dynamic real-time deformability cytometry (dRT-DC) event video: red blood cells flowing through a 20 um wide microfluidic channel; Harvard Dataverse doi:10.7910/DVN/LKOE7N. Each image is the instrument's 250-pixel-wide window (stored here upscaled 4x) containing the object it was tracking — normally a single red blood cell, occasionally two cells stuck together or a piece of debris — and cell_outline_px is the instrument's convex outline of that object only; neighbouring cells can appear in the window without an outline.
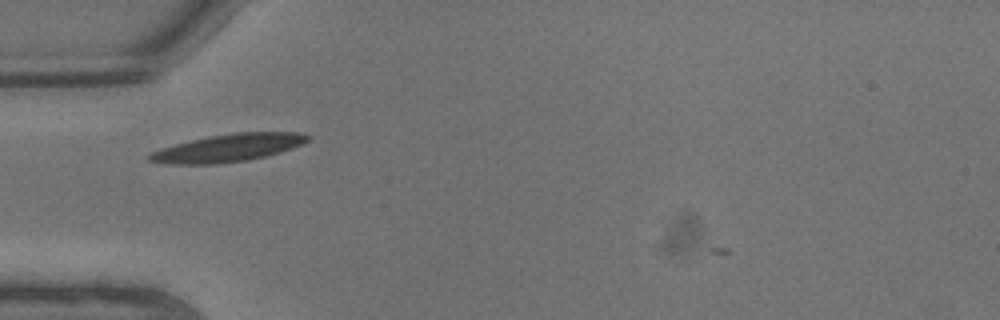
{"species": "common noctule bat (a hibernating species)", "species_latin": "Nyctalus noctula", "temperature_condition": "warm", "stored_images_in_passage": 2, "camera_frame_rate_fps": 3000, "um_per_image_px": 0.085, "animal": {"sex": "male", "body_mass_g": 13.3}, "frame": {"image": 1, "passage_image": 1, "time_ms": 0.0, "image_size_px": [1000, 320], "cell_outline_px": [[312, 136], [308, 140], [292, 148], [280, 152], [248, 160], [220, 164], [168, 164], [148, 160], [148, 152], [160, 148], [192, 140], [212, 136], [236, 132], [304, 132]], "centroid_in_image_um": [19.39, 12.57], "position_along_channel_um": 65.6, "area_um2": 25.43}}
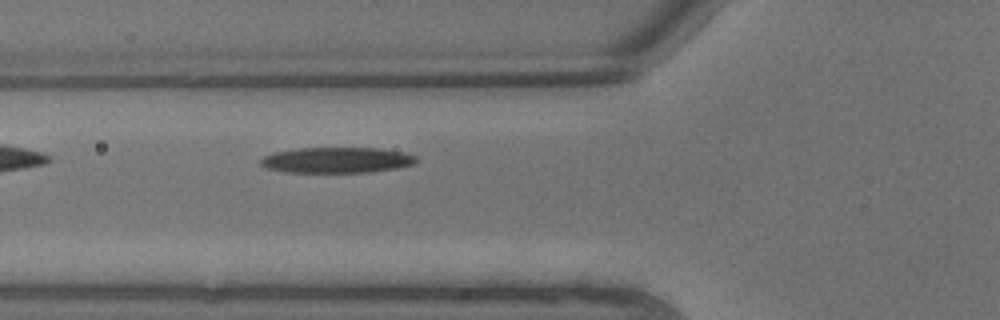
{"frame": {"image": 2, "passage_image": 2, "time_ms": 0.333, "image_size_px": [1000, 320], "cell_outline_px": [[420, 160], [416, 164], [396, 168], [368, 172], [284, 172], [268, 168], [260, 164], [260, 160], [264, 156], [276, 152], [300, 148], [380, 148], [404, 152], [416, 156]], "centroid_in_image_um": [28.69, 13.6], "position_along_channel_um": 97.1, "area_um2": 23.29}}